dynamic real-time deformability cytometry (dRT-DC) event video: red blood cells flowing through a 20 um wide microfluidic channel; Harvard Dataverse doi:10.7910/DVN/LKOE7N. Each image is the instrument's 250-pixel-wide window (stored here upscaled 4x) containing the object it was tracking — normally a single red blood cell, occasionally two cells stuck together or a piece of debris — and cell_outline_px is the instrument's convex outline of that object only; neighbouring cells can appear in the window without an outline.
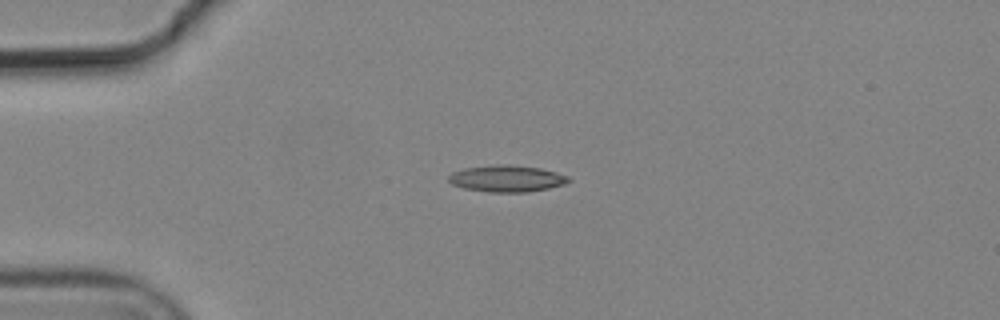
{"species": "common noctule bat (a hibernating species)", "species_latin": "Nyctalus noctula", "temperature_condition": "cold", "stored_images_in_passage": 5, "camera_frame_rate_fps": 3000, "um_per_image_px": 0.085, "animal": {"sex": "male", "body_mass_g": 19.2, "forearm_length_mm": 51.8}, "frame": {"image": 1, "passage_image": 3, "time_ms": 0.667, "image_size_px": [1000, 320], "cell_outline_px": [[572, 180], [564, 184], [548, 188], [528, 192], [488, 192], [464, 188], [452, 184], [448, 180], [448, 176], [452, 172], [464, 168], [500, 164], [504, 164], [540, 168], [556, 172], [568, 176]], "centroid_in_image_um": [43.07, 15.18], "position_along_channel_um": 41.9, "area_um2": 18.55}}
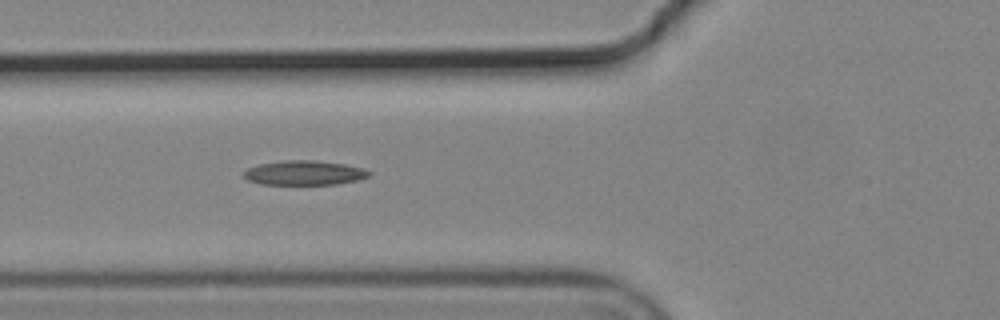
{"frame": {"image": 2, "passage_image": 5, "time_ms": 1.333, "image_size_px": [1000, 320], "cell_outline_px": [[372, 176], [360, 180], [336, 184], [260, 184], [248, 180], [244, 176], [244, 172], [248, 168], [260, 164], [280, 160], [316, 160], [344, 164], [364, 168], [372, 172]], "centroid_in_image_um": [25.93, 14.69], "position_along_channel_um": 99.9, "area_um2": 18.03}}